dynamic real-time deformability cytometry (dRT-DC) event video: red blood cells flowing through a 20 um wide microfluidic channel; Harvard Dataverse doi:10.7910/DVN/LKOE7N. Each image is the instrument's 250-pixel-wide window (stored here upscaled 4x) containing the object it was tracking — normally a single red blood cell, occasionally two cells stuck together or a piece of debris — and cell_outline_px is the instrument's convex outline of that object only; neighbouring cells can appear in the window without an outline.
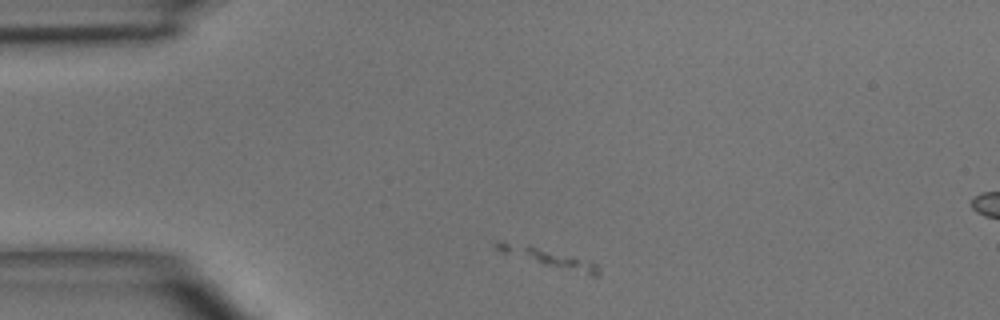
{"species": "common noctule bat (a hibernating species)", "species_latin": "Nyctalus noctula", "temperature_condition": "room temperature", "stored_images_in_passage": 3, "segment_of_instrument_passage": [1, 2], "camera_frame_rate_fps": 3000, "um_per_image_px": 0.085, "animal": {"sex": "male", "body_mass_g": 15.6}, "frame": {"image": 1, "passage_image": 1, "time_ms": 0.0, "image_size_px": [1000, 320], "cell_outline_px": [[600, 276], [592, 276], [544, 264], [500, 252], [496, 248], [496, 244], [528, 244], [592, 260], [596, 264], [600, 272]], "centroid_in_image_um": [46.84, 21.94], "position_along_channel_um": 38.2, "area_um2": 10.58}}